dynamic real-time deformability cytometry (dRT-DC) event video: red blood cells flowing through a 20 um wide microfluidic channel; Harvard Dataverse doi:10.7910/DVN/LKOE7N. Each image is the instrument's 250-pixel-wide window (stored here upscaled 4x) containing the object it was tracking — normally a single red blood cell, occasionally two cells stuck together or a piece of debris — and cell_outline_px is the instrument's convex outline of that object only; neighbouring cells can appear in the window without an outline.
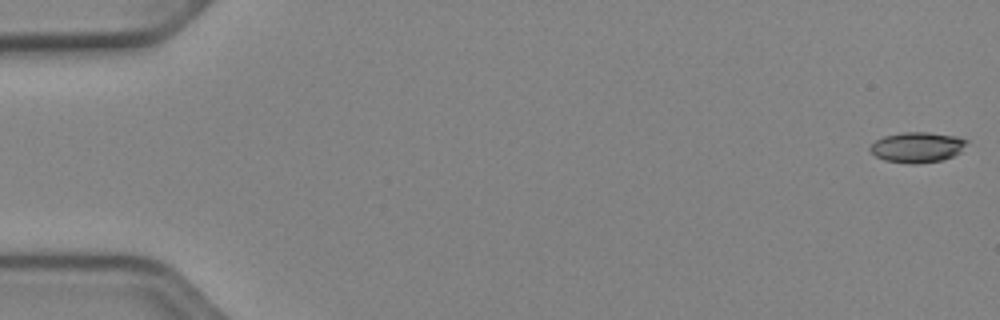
{"species": "Egyptian fruit bat (a non-hibernating species)", "species_latin": "Rousettus aegyptiacus", "temperature_condition": "cold", "stored_images_in_passage": 16, "camera_frame_rate_fps": 3000, "um_per_image_px": 0.085, "animal": {"sex": "female"}, "frame": {"image": 1, "passage_image": 1, "time_ms": 0.0, "image_size_px": [1000, 320], "cell_outline_px": [[968, 140], [960, 152], [952, 156], [940, 160], [916, 164], [908, 164], [884, 160], [876, 156], [868, 148], [876, 140], [884, 136], [904, 132], [928, 132], [956, 136]], "centroid_in_image_um": [77.94, 12.51], "position_along_channel_um": 7.1, "area_um2": 16.99}}
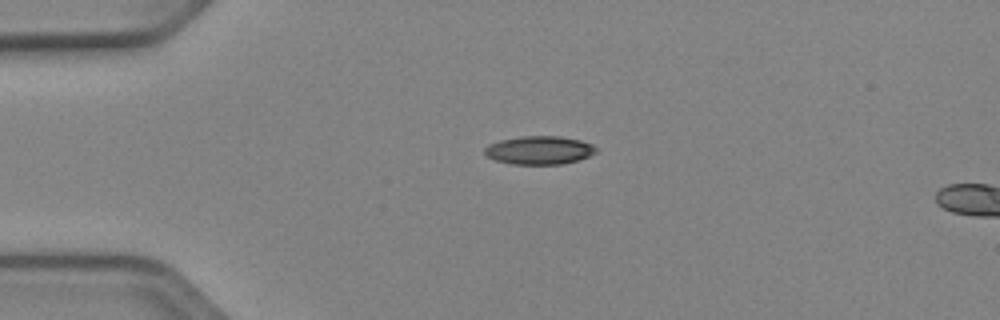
{"frame": {"image": 2, "passage_image": 13, "time_ms": 4.0, "image_size_px": [1000, 320], "cell_outline_px": [[596, 152], [580, 160], [560, 164], [512, 164], [496, 160], [488, 156], [484, 152], [484, 148], [488, 144], [500, 140], [524, 136], [560, 136], [580, 140], [592, 144], [596, 148]], "centroid_in_image_um": [45.84, 12.76], "position_along_channel_um": 39.2, "area_um2": 18.32}}